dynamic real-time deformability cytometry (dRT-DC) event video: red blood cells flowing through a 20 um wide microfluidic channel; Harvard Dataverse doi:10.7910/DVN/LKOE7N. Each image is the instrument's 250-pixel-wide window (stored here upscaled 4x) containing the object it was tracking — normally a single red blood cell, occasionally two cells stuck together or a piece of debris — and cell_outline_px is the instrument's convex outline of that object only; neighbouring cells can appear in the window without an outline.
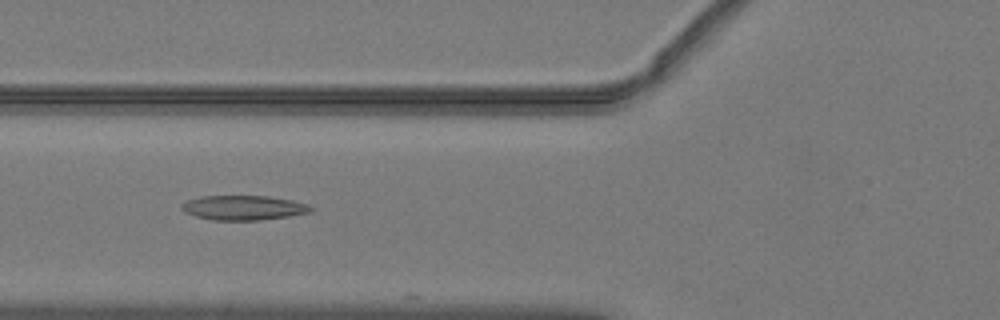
{"species": "common noctule bat (a hibernating species)", "species_latin": "Nyctalus noctula", "temperature_condition": "warm", "stored_images_in_passage": 51, "camera_frame_rate_fps": 3000, "um_per_image_px": 0.085, "animal": {"sex": "male", "body_mass_g": 19.2, "forearm_length_mm": 51.8}, "frame": {"image": 1, "passage_image": 20, "time_ms": 6.333, "image_size_px": [1000, 320], "cell_outline_px": [[316, 208], [312, 212], [288, 216], [260, 220], [212, 220], [196, 216], [184, 212], [180, 208], [180, 204], [188, 200], [200, 196], [268, 196], [292, 200], [308, 204]], "centroid_in_image_um": [20.71, 17.65], "position_along_channel_um": 105.1, "area_um2": 18.67}}
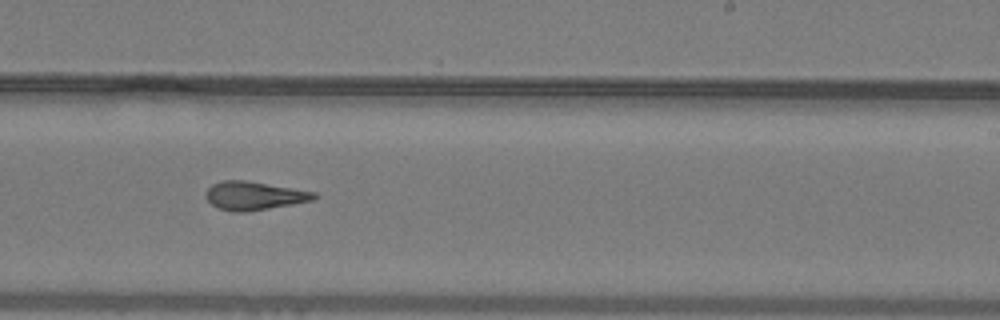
{"frame": {"image": 2, "passage_image": 32, "time_ms": 10.333, "image_size_px": [1000, 320], "cell_outline_px": [[320, 196], [312, 200], [292, 204], [248, 212], [232, 212], [216, 208], [204, 196], [204, 192], [212, 184], [224, 180], [244, 180], [316, 192]], "centroid_in_image_um": [21.56, 16.64], "position_along_channel_um": 267.4, "area_um2": 18.03}}
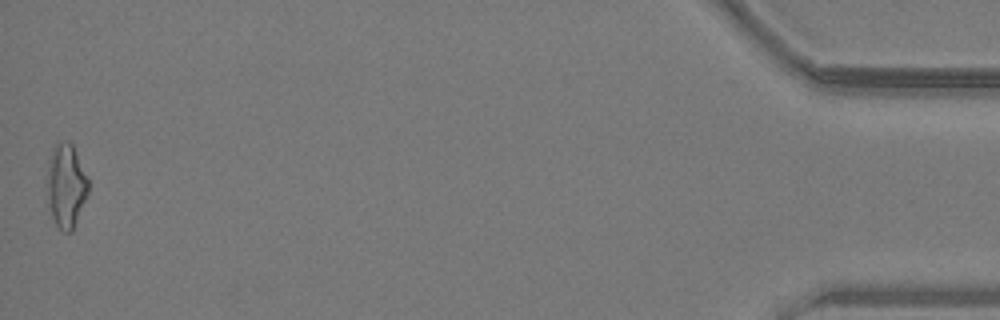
{"frame": {"image": 3, "passage_image": 51, "time_ms": 16.667, "image_size_px": [1000, 320], "cell_outline_px": [[88, 192], [72, 232], [60, 232], [52, 216], [48, 204], [44, 188], [48, 160], [52, 148], [56, 144], [68, 140], [72, 144], [88, 180]], "centroid_in_image_um": [5.55, 15.8], "position_along_channel_um": 429.6, "area_um2": 20.46}, "authors_computed_cell_mechanics": {"area_um2": 18.3804, "velocity_mm_per_s": 4.0624, "shape_relaxation_time_tau1_ms": null, "shape_relaxation_time_tau2_ms": 2.6501, "deformation_change_tau1": null, "deformation_change_tau2": 0.1248}}